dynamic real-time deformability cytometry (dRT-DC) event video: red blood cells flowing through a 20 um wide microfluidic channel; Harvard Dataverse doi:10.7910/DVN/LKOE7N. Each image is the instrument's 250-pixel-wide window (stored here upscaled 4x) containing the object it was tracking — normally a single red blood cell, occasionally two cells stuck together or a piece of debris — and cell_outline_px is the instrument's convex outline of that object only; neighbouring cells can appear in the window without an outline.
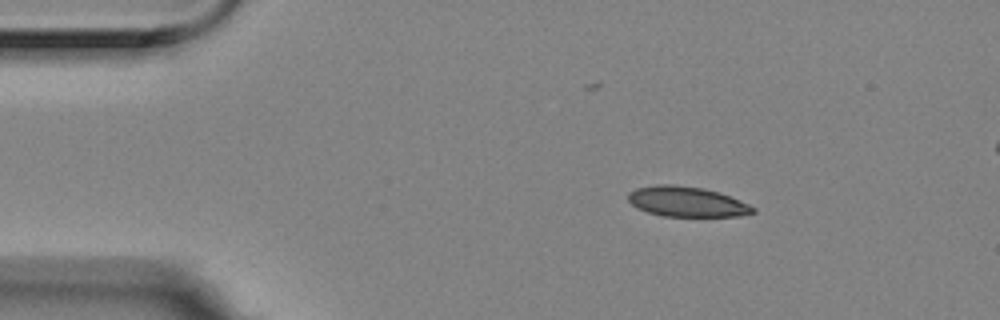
{"species": "Egyptian fruit bat (a non-hibernating species)", "species_latin": "Rousettus aegyptiacus", "temperature_condition": "room temperature", "stored_images_in_passage": 3, "segment_of_instrument_passage": [1, 2], "camera_frame_rate_fps": 3000, "um_per_image_px": 0.085, "animal": {"sex": "female"}, "frame": {"image": 1, "passage_image": 1, "time_ms": 0.0, "image_size_px": [1000, 320], "cell_outline_px": [[756, 212], [740, 216], [664, 216], [648, 212], [636, 208], [628, 200], [628, 192], [636, 188], [656, 184], [672, 184], [700, 188], [716, 192], [728, 196], [748, 204], [756, 208]], "centroid_in_image_um": [58.34, 17.15], "position_along_channel_um": 26.7, "area_um2": 21.73}}